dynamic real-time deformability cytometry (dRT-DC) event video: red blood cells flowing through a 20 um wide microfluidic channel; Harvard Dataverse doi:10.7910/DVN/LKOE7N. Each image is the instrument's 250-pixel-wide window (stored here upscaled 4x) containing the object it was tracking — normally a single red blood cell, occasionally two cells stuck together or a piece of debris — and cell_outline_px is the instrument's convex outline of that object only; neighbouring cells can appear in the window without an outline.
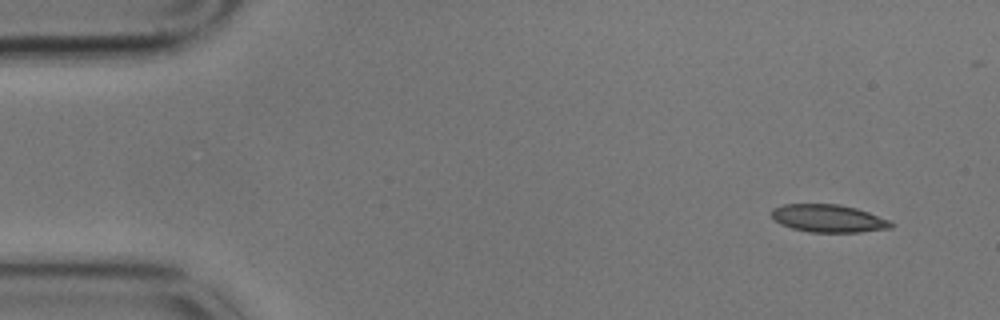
{"species": "common noctule bat (a hibernating species)", "species_latin": "Nyctalus noctula", "temperature_condition": "cold", "stored_images_in_passage": 7, "camera_frame_rate_fps": 3000, "um_per_image_px": 0.085, "animal": {"sex": "male", "body_mass_g": 17.9}, "frame": {"image": 1, "passage_image": 1, "time_ms": 0.0, "image_size_px": [1000, 320], "cell_outline_px": [[896, 224], [892, 228], [860, 232], [808, 232], [792, 228], [780, 224], [768, 212], [772, 208], [784, 204], [840, 204], [856, 208], [892, 220]], "centroid_in_image_um": [70.44, 18.56], "position_along_channel_um": 14.6, "area_um2": 19.59}}
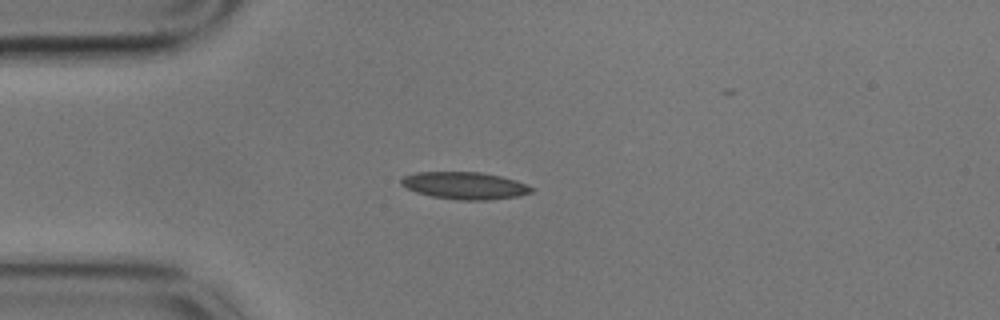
{"frame": {"image": 2, "passage_image": 4, "time_ms": 1.0, "image_size_px": [1000, 320], "cell_outline_px": [[536, 188], [532, 192], [520, 196], [488, 200], [460, 200], [432, 196], [416, 192], [400, 184], [400, 180], [404, 176], [416, 172], [480, 172], [500, 176], [516, 180]], "centroid_in_image_um": [39.54, 15.77], "position_along_channel_um": 45.5, "area_um2": 20.69}}